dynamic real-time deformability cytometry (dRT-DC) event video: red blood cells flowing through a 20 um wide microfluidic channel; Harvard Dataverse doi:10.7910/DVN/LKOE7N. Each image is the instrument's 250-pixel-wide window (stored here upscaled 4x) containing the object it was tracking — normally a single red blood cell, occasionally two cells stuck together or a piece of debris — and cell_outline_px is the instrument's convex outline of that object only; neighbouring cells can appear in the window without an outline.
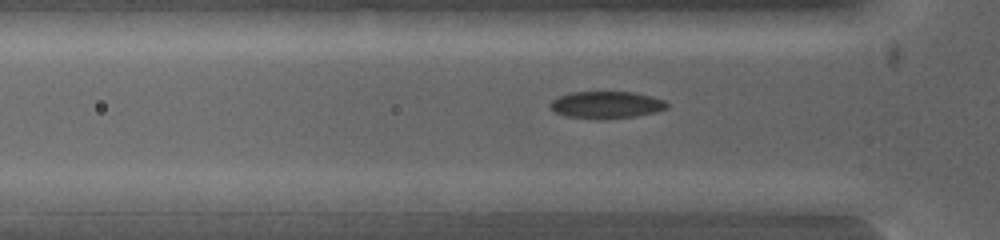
{"species": "common noctule bat (a hibernating species)", "species_latin": "Nyctalus noctula", "temperature_condition": "warm", "stored_images_in_passage": 5, "camera_frame_rate_fps": 5000, "um_per_image_px": 0.085, "animal": {"sex": "female", "body_mass_g": 19.0, "forearm_length_mm": 53.3}, "frame": {"image": 1, "passage_image": 2, "time_ms": 0.2, "image_size_px": [1000, 240], "cell_outline_px": [[668, 108], [656, 112], [636, 116], [600, 120], [564, 116], [556, 112], [548, 104], [552, 100], [560, 96], [572, 92], [632, 92], [664, 100], [668, 104]], "centroid_in_image_um": [51.53, 8.93], "position_along_channel_um": 74.3, "area_um2": 18.44}}